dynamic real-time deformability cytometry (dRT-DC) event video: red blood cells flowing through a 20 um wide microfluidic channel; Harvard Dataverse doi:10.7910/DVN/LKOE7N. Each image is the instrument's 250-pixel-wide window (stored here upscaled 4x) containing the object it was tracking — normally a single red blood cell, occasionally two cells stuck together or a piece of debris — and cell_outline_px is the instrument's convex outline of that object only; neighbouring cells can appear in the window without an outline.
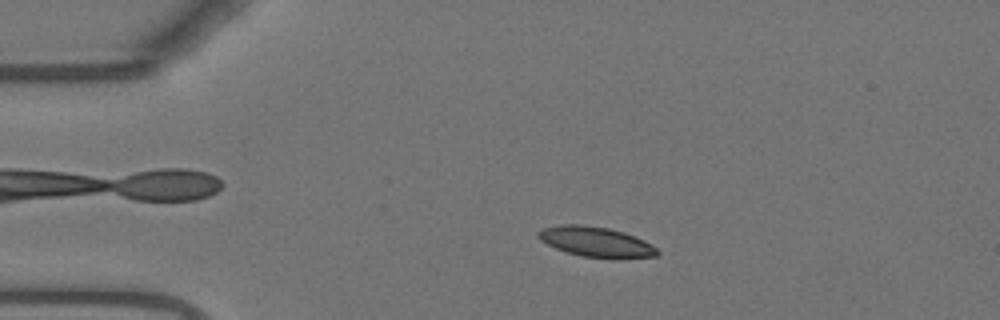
{"species": "Egyptian fruit bat (a non-hibernating species)", "species_latin": "Rousettus aegyptiacus", "temperature_condition": "warm", "stored_images_in_passage": 53, "camera_frame_rate_fps": 3000, "um_per_image_px": 0.085, "animal": {"sex": "female"}, "frame": {"image": 1, "passage_image": 10, "time_ms": 3.0, "image_size_px": [1000, 320], "cell_outline_px": [[660, 252], [656, 256], [620, 260], [616, 260], [580, 256], [556, 248], [540, 240], [536, 236], [536, 232], [544, 228], [560, 224], [580, 224], [608, 228], [624, 232], [644, 240], [652, 244]], "centroid_in_image_um": [50.69, 20.58], "position_along_channel_um": 34.3, "area_um2": 21.33}}
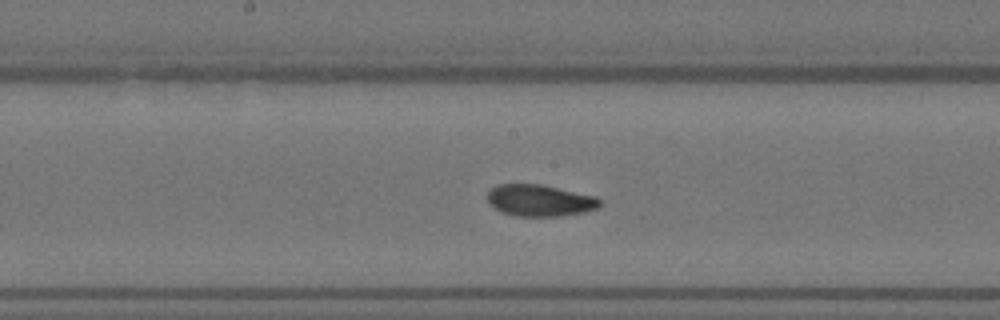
{"frame": {"image": 2, "passage_image": 27, "time_ms": 8.667, "image_size_px": [1000, 320], "cell_outline_px": [[604, 204], [600, 208], [584, 212], [560, 216], [516, 216], [500, 212], [488, 204], [488, 192], [496, 184], [540, 184], [596, 196]], "centroid_in_image_um": [45.9, 17.04], "position_along_channel_um": 202.3, "area_um2": 20.98}}
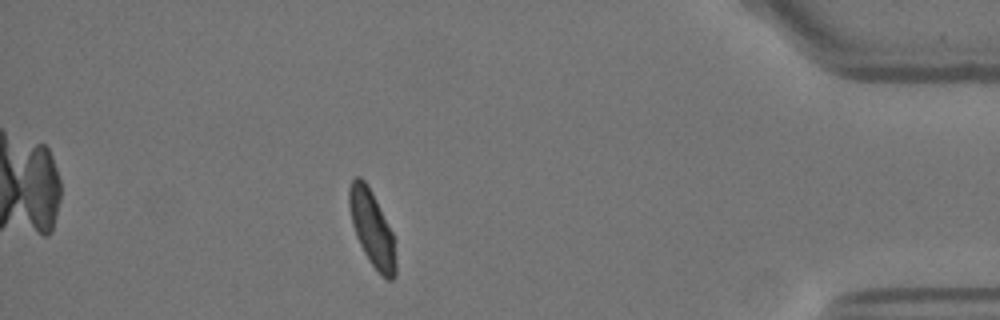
{"frame": {"image": 3, "passage_image": 47, "time_ms": 15.333, "image_size_px": [1000, 320], "cell_outline_px": [[396, 276], [392, 280], [388, 280], [368, 260], [356, 236], [352, 224], [348, 204], [348, 188], [352, 180], [356, 176], [360, 176], [368, 184], [392, 232], [396, 264]], "centroid_in_image_um": [31.59, 19.38], "position_along_channel_um": 403.6, "area_um2": 20.29}, "authors_computed_cell_mechanics": {"area_um2": 20.6346, "velocity_mm_per_s": 3.6973, "shape_relaxation_time_tau1_ms": 4.4078, "shape_relaxation_time_tau2_ms": 2.6682, "deformation_change_tau1": 0.137, "deformation_change_tau2": 0.0703}}